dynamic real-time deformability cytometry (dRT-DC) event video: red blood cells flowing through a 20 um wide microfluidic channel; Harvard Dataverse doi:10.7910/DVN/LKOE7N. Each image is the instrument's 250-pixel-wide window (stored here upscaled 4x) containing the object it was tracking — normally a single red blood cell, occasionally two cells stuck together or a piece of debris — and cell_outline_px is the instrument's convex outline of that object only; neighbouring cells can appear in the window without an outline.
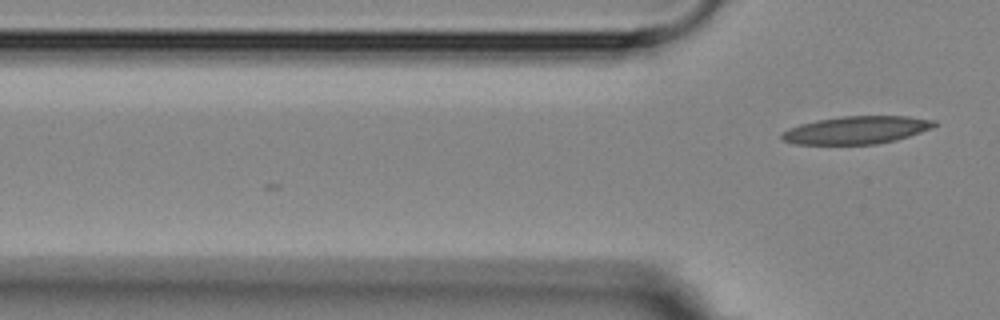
{"species": "Egyptian fruit bat (a non-hibernating species)", "species_latin": "Rousettus aegyptiacus", "temperature_condition": "room temperature", "stored_images_in_passage": 4, "camera_frame_rate_fps": 3000, "um_per_image_px": 0.085, "animal": {"sex": "female"}, "frame": {"image": 1, "passage_image": 4, "time_ms": 3.333, "image_size_px": [1000, 320], "cell_outline_px": [[936, 124], [932, 128], [896, 140], [876, 144], [796, 144], [784, 140], [780, 136], [780, 132], [788, 128], [800, 124], [816, 120], [840, 116], [908, 116], [936, 120]], "centroid_in_image_um": [72.78, 11.04], "position_along_channel_um": 53.0, "area_um2": 24.68}}